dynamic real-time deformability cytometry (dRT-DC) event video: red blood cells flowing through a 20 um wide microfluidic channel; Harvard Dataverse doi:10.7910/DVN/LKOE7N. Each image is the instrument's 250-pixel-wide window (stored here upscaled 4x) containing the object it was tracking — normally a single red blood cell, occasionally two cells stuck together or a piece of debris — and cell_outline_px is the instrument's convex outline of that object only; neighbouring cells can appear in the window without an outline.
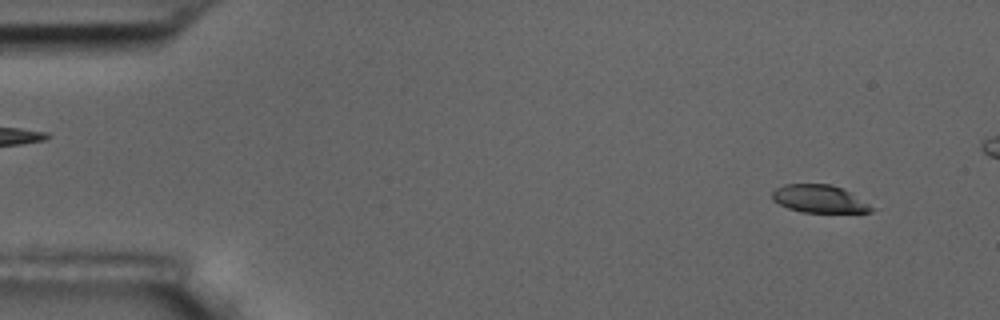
{"species": "common noctule bat (a hibernating species)", "species_latin": "Nyctalus noctula", "temperature_condition": "room temperature", "stored_images_in_passage": 5, "camera_frame_rate_fps": 3000, "um_per_image_px": 0.085, "animal": {"sex": "male", "body_mass_g": 17.5, "forearm_length_mm": 52.3}, "frame": {"image": 1, "passage_image": 1, "time_ms": 0.0, "image_size_px": [1000, 320], "cell_outline_px": [[880, 208], [872, 212], [800, 212], [788, 208], [772, 200], [772, 192], [776, 188], [784, 184], [832, 184], [844, 188], [852, 192]], "centroid_in_image_um": [69.75, 16.9], "position_along_channel_um": 15.2, "area_um2": 16.59}}